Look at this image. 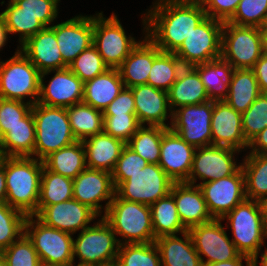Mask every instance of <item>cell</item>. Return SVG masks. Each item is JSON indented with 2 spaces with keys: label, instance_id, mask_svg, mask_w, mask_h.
I'll return each mask as SVG.
<instances>
[{
  "label": "cell",
  "instance_id": "7c38bea8",
  "mask_svg": "<svg viewBox=\"0 0 267 266\" xmlns=\"http://www.w3.org/2000/svg\"><path fill=\"white\" fill-rule=\"evenodd\" d=\"M174 181L158 164L148 163L143 169L122 182L115 193L122 199L146 205L170 193Z\"/></svg>",
  "mask_w": 267,
  "mask_h": 266
},
{
  "label": "cell",
  "instance_id": "91938a15",
  "mask_svg": "<svg viewBox=\"0 0 267 266\" xmlns=\"http://www.w3.org/2000/svg\"><path fill=\"white\" fill-rule=\"evenodd\" d=\"M8 31H7V27H6V23L4 20V17L2 15V13H0V50L3 46H5L6 41L8 39Z\"/></svg>",
  "mask_w": 267,
  "mask_h": 266
},
{
  "label": "cell",
  "instance_id": "7402d4cb",
  "mask_svg": "<svg viewBox=\"0 0 267 266\" xmlns=\"http://www.w3.org/2000/svg\"><path fill=\"white\" fill-rule=\"evenodd\" d=\"M212 145L226 146L237 150L249 147L242 131V114L225 100H213L211 118Z\"/></svg>",
  "mask_w": 267,
  "mask_h": 266
},
{
  "label": "cell",
  "instance_id": "74e56055",
  "mask_svg": "<svg viewBox=\"0 0 267 266\" xmlns=\"http://www.w3.org/2000/svg\"><path fill=\"white\" fill-rule=\"evenodd\" d=\"M73 199V179L43 167L37 214L46 206Z\"/></svg>",
  "mask_w": 267,
  "mask_h": 266
},
{
  "label": "cell",
  "instance_id": "d590c367",
  "mask_svg": "<svg viewBox=\"0 0 267 266\" xmlns=\"http://www.w3.org/2000/svg\"><path fill=\"white\" fill-rule=\"evenodd\" d=\"M72 133L77 141H83L103 132V111L83 102L66 108Z\"/></svg>",
  "mask_w": 267,
  "mask_h": 266
},
{
  "label": "cell",
  "instance_id": "ab89813d",
  "mask_svg": "<svg viewBox=\"0 0 267 266\" xmlns=\"http://www.w3.org/2000/svg\"><path fill=\"white\" fill-rule=\"evenodd\" d=\"M183 67L182 62L174 53L161 52L153 60L147 84L168 92Z\"/></svg>",
  "mask_w": 267,
  "mask_h": 266
},
{
  "label": "cell",
  "instance_id": "680465c9",
  "mask_svg": "<svg viewBox=\"0 0 267 266\" xmlns=\"http://www.w3.org/2000/svg\"><path fill=\"white\" fill-rule=\"evenodd\" d=\"M6 174H5V156L0 165V203L6 202Z\"/></svg>",
  "mask_w": 267,
  "mask_h": 266
},
{
  "label": "cell",
  "instance_id": "6125c7cd",
  "mask_svg": "<svg viewBox=\"0 0 267 266\" xmlns=\"http://www.w3.org/2000/svg\"><path fill=\"white\" fill-rule=\"evenodd\" d=\"M260 255H261V261L259 262L260 266H267V248Z\"/></svg>",
  "mask_w": 267,
  "mask_h": 266
},
{
  "label": "cell",
  "instance_id": "816d5d0a",
  "mask_svg": "<svg viewBox=\"0 0 267 266\" xmlns=\"http://www.w3.org/2000/svg\"><path fill=\"white\" fill-rule=\"evenodd\" d=\"M24 13L36 17L45 27L58 16L60 0H13Z\"/></svg>",
  "mask_w": 267,
  "mask_h": 266
},
{
  "label": "cell",
  "instance_id": "d6a6232c",
  "mask_svg": "<svg viewBox=\"0 0 267 266\" xmlns=\"http://www.w3.org/2000/svg\"><path fill=\"white\" fill-rule=\"evenodd\" d=\"M46 169L74 179L86 168L85 148L82 141L50 153L43 160Z\"/></svg>",
  "mask_w": 267,
  "mask_h": 266
},
{
  "label": "cell",
  "instance_id": "836d02e7",
  "mask_svg": "<svg viewBox=\"0 0 267 266\" xmlns=\"http://www.w3.org/2000/svg\"><path fill=\"white\" fill-rule=\"evenodd\" d=\"M193 68L199 73L210 99H224L234 72L232 65L220 57Z\"/></svg>",
  "mask_w": 267,
  "mask_h": 266
},
{
  "label": "cell",
  "instance_id": "5bb4252c",
  "mask_svg": "<svg viewBox=\"0 0 267 266\" xmlns=\"http://www.w3.org/2000/svg\"><path fill=\"white\" fill-rule=\"evenodd\" d=\"M221 221L213 219L188 230L202 264L233 260L241 254L228 238ZM202 255L207 257L206 261Z\"/></svg>",
  "mask_w": 267,
  "mask_h": 266
},
{
  "label": "cell",
  "instance_id": "d4e9b609",
  "mask_svg": "<svg viewBox=\"0 0 267 266\" xmlns=\"http://www.w3.org/2000/svg\"><path fill=\"white\" fill-rule=\"evenodd\" d=\"M19 47L40 73L68 67L63 62L55 32L50 27H45Z\"/></svg>",
  "mask_w": 267,
  "mask_h": 266
},
{
  "label": "cell",
  "instance_id": "b9f144b4",
  "mask_svg": "<svg viewBox=\"0 0 267 266\" xmlns=\"http://www.w3.org/2000/svg\"><path fill=\"white\" fill-rule=\"evenodd\" d=\"M118 266H161L160 254L154 242L120 244Z\"/></svg>",
  "mask_w": 267,
  "mask_h": 266
},
{
  "label": "cell",
  "instance_id": "603a6c76",
  "mask_svg": "<svg viewBox=\"0 0 267 266\" xmlns=\"http://www.w3.org/2000/svg\"><path fill=\"white\" fill-rule=\"evenodd\" d=\"M130 89L134 96L135 114L140 125L147 123L149 126L170 128L165 123L169 116H171L170 120H172L168 92L148 84L136 85ZM168 111H170V114Z\"/></svg>",
  "mask_w": 267,
  "mask_h": 266
},
{
  "label": "cell",
  "instance_id": "e7e4bbea",
  "mask_svg": "<svg viewBox=\"0 0 267 266\" xmlns=\"http://www.w3.org/2000/svg\"><path fill=\"white\" fill-rule=\"evenodd\" d=\"M92 266H118L117 262H111V263H107V264H102V265H92Z\"/></svg>",
  "mask_w": 267,
  "mask_h": 266
},
{
  "label": "cell",
  "instance_id": "f546056e",
  "mask_svg": "<svg viewBox=\"0 0 267 266\" xmlns=\"http://www.w3.org/2000/svg\"><path fill=\"white\" fill-rule=\"evenodd\" d=\"M124 87L118 68H109L84 83L82 102L103 111Z\"/></svg>",
  "mask_w": 267,
  "mask_h": 266
},
{
  "label": "cell",
  "instance_id": "03108f58",
  "mask_svg": "<svg viewBox=\"0 0 267 266\" xmlns=\"http://www.w3.org/2000/svg\"><path fill=\"white\" fill-rule=\"evenodd\" d=\"M263 204L265 207V217H266V224H267V200Z\"/></svg>",
  "mask_w": 267,
  "mask_h": 266
},
{
  "label": "cell",
  "instance_id": "277c9868",
  "mask_svg": "<svg viewBox=\"0 0 267 266\" xmlns=\"http://www.w3.org/2000/svg\"><path fill=\"white\" fill-rule=\"evenodd\" d=\"M101 217L111 226L116 235L124 239L121 244L155 241L149 205L124 200L115 193L105 214Z\"/></svg>",
  "mask_w": 267,
  "mask_h": 266
},
{
  "label": "cell",
  "instance_id": "8992f818",
  "mask_svg": "<svg viewBox=\"0 0 267 266\" xmlns=\"http://www.w3.org/2000/svg\"><path fill=\"white\" fill-rule=\"evenodd\" d=\"M40 75L18 47L13 57L0 62V98L24 102L30 96L28 103L34 105L40 95Z\"/></svg>",
  "mask_w": 267,
  "mask_h": 266
},
{
  "label": "cell",
  "instance_id": "f1b7e54d",
  "mask_svg": "<svg viewBox=\"0 0 267 266\" xmlns=\"http://www.w3.org/2000/svg\"><path fill=\"white\" fill-rule=\"evenodd\" d=\"M168 99L171 112L176 109L174 107L201 104L211 100L199 73L193 67H183L179 72L177 80L168 91Z\"/></svg>",
  "mask_w": 267,
  "mask_h": 266
},
{
  "label": "cell",
  "instance_id": "44dd1931",
  "mask_svg": "<svg viewBox=\"0 0 267 266\" xmlns=\"http://www.w3.org/2000/svg\"><path fill=\"white\" fill-rule=\"evenodd\" d=\"M196 148L168 128L162 135L158 165L174 182H186Z\"/></svg>",
  "mask_w": 267,
  "mask_h": 266
},
{
  "label": "cell",
  "instance_id": "f907efd6",
  "mask_svg": "<svg viewBox=\"0 0 267 266\" xmlns=\"http://www.w3.org/2000/svg\"><path fill=\"white\" fill-rule=\"evenodd\" d=\"M32 106L28 102L0 98L1 140L9 128L21 123V119L31 111Z\"/></svg>",
  "mask_w": 267,
  "mask_h": 266
},
{
  "label": "cell",
  "instance_id": "7bdbcfd3",
  "mask_svg": "<svg viewBox=\"0 0 267 266\" xmlns=\"http://www.w3.org/2000/svg\"><path fill=\"white\" fill-rule=\"evenodd\" d=\"M26 217L6 202L0 203V253L24 233Z\"/></svg>",
  "mask_w": 267,
  "mask_h": 266
},
{
  "label": "cell",
  "instance_id": "9a60e30c",
  "mask_svg": "<svg viewBox=\"0 0 267 266\" xmlns=\"http://www.w3.org/2000/svg\"><path fill=\"white\" fill-rule=\"evenodd\" d=\"M236 152L240 151L217 145L196 148L191 172L186 183L194 185L197 178L203 180L201 183H206L234 174L241 167V164L237 166L234 161Z\"/></svg>",
  "mask_w": 267,
  "mask_h": 266
},
{
  "label": "cell",
  "instance_id": "7a4b0ae2",
  "mask_svg": "<svg viewBox=\"0 0 267 266\" xmlns=\"http://www.w3.org/2000/svg\"><path fill=\"white\" fill-rule=\"evenodd\" d=\"M43 161L37 157L5 156L6 203L26 216H36Z\"/></svg>",
  "mask_w": 267,
  "mask_h": 266
},
{
  "label": "cell",
  "instance_id": "3957f363",
  "mask_svg": "<svg viewBox=\"0 0 267 266\" xmlns=\"http://www.w3.org/2000/svg\"><path fill=\"white\" fill-rule=\"evenodd\" d=\"M230 223L237 250L252 258V266H258V254L267 238V224L263 202L245 199L225 215Z\"/></svg>",
  "mask_w": 267,
  "mask_h": 266
},
{
  "label": "cell",
  "instance_id": "ffe728a7",
  "mask_svg": "<svg viewBox=\"0 0 267 266\" xmlns=\"http://www.w3.org/2000/svg\"><path fill=\"white\" fill-rule=\"evenodd\" d=\"M99 217L89 206L75 199L44 207L36 216L41 222L55 229L71 234L83 230Z\"/></svg>",
  "mask_w": 267,
  "mask_h": 266
},
{
  "label": "cell",
  "instance_id": "be15d7a7",
  "mask_svg": "<svg viewBox=\"0 0 267 266\" xmlns=\"http://www.w3.org/2000/svg\"><path fill=\"white\" fill-rule=\"evenodd\" d=\"M0 266H8L6 260L0 254Z\"/></svg>",
  "mask_w": 267,
  "mask_h": 266
},
{
  "label": "cell",
  "instance_id": "bcb514c9",
  "mask_svg": "<svg viewBox=\"0 0 267 266\" xmlns=\"http://www.w3.org/2000/svg\"><path fill=\"white\" fill-rule=\"evenodd\" d=\"M8 266H41L42 263L31 240L23 233L1 253Z\"/></svg>",
  "mask_w": 267,
  "mask_h": 266
},
{
  "label": "cell",
  "instance_id": "e0dca14e",
  "mask_svg": "<svg viewBox=\"0 0 267 266\" xmlns=\"http://www.w3.org/2000/svg\"><path fill=\"white\" fill-rule=\"evenodd\" d=\"M115 195V187L112 180V173L85 168L73 179V199L89 206L101 216V201L108 200L105 204V211L109 207Z\"/></svg>",
  "mask_w": 267,
  "mask_h": 266
},
{
  "label": "cell",
  "instance_id": "52a82bcc",
  "mask_svg": "<svg viewBox=\"0 0 267 266\" xmlns=\"http://www.w3.org/2000/svg\"><path fill=\"white\" fill-rule=\"evenodd\" d=\"M264 52L260 27L224 22L221 58L234 69H252Z\"/></svg>",
  "mask_w": 267,
  "mask_h": 266
},
{
  "label": "cell",
  "instance_id": "83f0119b",
  "mask_svg": "<svg viewBox=\"0 0 267 266\" xmlns=\"http://www.w3.org/2000/svg\"><path fill=\"white\" fill-rule=\"evenodd\" d=\"M182 235L184 240L177 235L155 239L154 243L160 254L161 266H202L190 233L186 231Z\"/></svg>",
  "mask_w": 267,
  "mask_h": 266
},
{
  "label": "cell",
  "instance_id": "4fadbf2b",
  "mask_svg": "<svg viewBox=\"0 0 267 266\" xmlns=\"http://www.w3.org/2000/svg\"><path fill=\"white\" fill-rule=\"evenodd\" d=\"M178 108L172 112L170 129L195 148L212 145L213 99Z\"/></svg>",
  "mask_w": 267,
  "mask_h": 266
},
{
  "label": "cell",
  "instance_id": "a7ac6f4b",
  "mask_svg": "<svg viewBox=\"0 0 267 266\" xmlns=\"http://www.w3.org/2000/svg\"><path fill=\"white\" fill-rule=\"evenodd\" d=\"M41 266H73V265H50V264H42Z\"/></svg>",
  "mask_w": 267,
  "mask_h": 266
},
{
  "label": "cell",
  "instance_id": "c3c4849f",
  "mask_svg": "<svg viewBox=\"0 0 267 266\" xmlns=\"http://www.w3.org/2000/svg\"><path fill=\"white\" fill-rule=\"evenodd\" d=\"M147 164L148 162L146 160L126 144L112 172V180L115 189L132 174L143 169Z\"/></svg>",
  "mask_w": 267,
  "mask_h": 266
},
{
  "label": "cell",
  "instance_id": "9c48e42d",
  "mask_svg": "<svg viewBox=\"0 0 267 266\" xmlns=\"http://www.w3.org/2000/svg\"><path fill=\"white\" fill-rule=\"evenodd\" d=\"M121 242L102 217L95 225L83 229L73 240V259L77 256L80 260L76 266L115 262Z\"/></svg>",
  "mask_w": 267,
  "mask_h": 266
},
{
  "label": "cell",
  "instance_id": "4dcf8cb0",
  "mask_svg": "<svg viewBox=\"0 0 267 266\" xmlns=\"http://www.w3.org/2000/svg\"><path fill=\"white\" fill-rule=\"evenodd\" d=\"M0 147L7 157H33L35 147V122L32 110L21 123L9 128L2 136Z\"/></svg>",
  "mask_w": 267,
  "mask_h": 266
},
{
  "label": "cell",
  "instance_id": "30bf717a",
  "mask_svg": "<svg viewBox=\"0 0 267 266\" xmlns=\"http://www.w3.org/2000/svg\"><path fill=\"white\" fill-rule=\"evenodd\" d=\"M224 22L206 17L174 52L184 67H193L221 57Z\"/></svg>",
  "mask_w": 267,
  "mask_h": 266
},
{
  "label": "cell",
  "instance_id": "ac0fdd59",
  "mask_svg": "<svg viewBox=\"0 0 267 266\" xmlns=\"http://www.w3.org/2000/svg\"><path fill=\"white\" fill-rule=\"evenodd\" d=\"M51 72L56 74L46 86L43 78ZM83 97L84 83L68 67L41 73L38 103L50 107L67 108L81 103Z\"/></svg>",
  "mask_w": 267,
  "mask_h": 266
},
{
  "label": "cell",
  "instance_id": "11a10c76",
  "mask_svg": "<svg viewBox=\"0 0 267 266\" xmlns=\"http://www.w3.org/2000/svg\"><path fill=\"white\" fill-rule=\"evenodd\" d=\"M263 94H267V52H264L252 68Z\"/></svg>",
  "mask_w": 267,
  "mask_h": 266
},
{
  "label": "cell",
  "instance_id": "db71d44e",
  "mask_svg": "<svg viewBox=\"0 0 267 266\" xmlns=\"http://www.w3.org/2000/svg\"><path fill=\"white\" fill-rule=\"evenodd\" d=\"M103 115H136L132 90L124 87L119 95L103 110Z\"/></svg>",
  "mask_w": 267,
  "mask_h": 266
},
{
  "label": "cell",
  "instance_id": "484cf974",
  "mask_svg": "<svg viewBox=\"0 0 267 266\" xmlns=\"http://www.w3.org/2000/svg\"><path fill=\"white\" fill-rule=\"evenodd\" d=\"M162 51L147 37L132 49L118 67L124 86L131 88L147 84L153 60Z\"/></svg>",
  "mask_w": 267,
  "mask_h": 266
},
{
  "label": "cell",
  "instance_id": "8fae6325",
  "mask_svg": "<svg viewBox=\"0 0 267 266\" xmlns=\"http://www.w3.org/2000/svg\"><path fill=\"white\" fill-rule=\"evenodd\" d=\"M139 42L127 36L117 15H93V45L109 68H118Z\"/></svg>",
  "mask_w": 267,
  "mask_h": 266
},
{
  "label": "cell",
  "instance_id": "e575fe53",
  "mask_svg": "<svg viewBox=\"0 0 267 266\" xmlns=\"http://www.w3.org/2000/svg\"><path fill=\"white\" fill-rule=\"evenodd\" d=\"M241 168L245 176L246 199L264 203L267 200V154L250 153Z\"/></svg>",
  "mask_w": 267,
  "mask_h": 266
},
{
  "label": "cell",
  "instance_id": "2e32d148",
  "mask_svg": "<svg viewBox=\"0 0 267 266\" xmlns=\"http://www.w3.org/2000/svg\"><path fill=\"white\" fill-rule=\"evenodd\" d=\"M196 185L200 187L213 219H222L246 199L245 176L241 167L230 176Z\"/></svg>",
  "mask_w": 267,
  "mask_h": 266
},
{
  "label": "cell",
  "instance_id": "8d00e7d4",
  "mask_svg": "<svg viewBox=\"0 0 267 266\" xmlns=\"http://www.w3.org/2000/svg\"><path fill=\"white\" fill-rule=\"evenodd\" d=\"M150 209L155 239L188 231L179 218L174 197L170 193L151 204Z\"/></svg>",
  "mask_w": 267,
  "mask_h": 266
},
{
  "label": "cell",
  "instance_id": "6f0895ef",
  "mask_svg": "<svg viewBox=\"0 0 267 266\" xmlns=\"http://www.w3.org/2000/svg\"><path fill=\"white\" fill-rule=\"evenodd\" d=\"M242 260L246 261V266H252V258L244 254H240L233 260L202 264V266H244Z\"/></svg>",
  "mask_w": 267,
  "mask_h": 266
},
{
  "label": "cell",
  "instance_id": "f35d334b",
  "mask_svg": "<svg viewBox=\"0 0 267 266\" xmlns=\"http://www.w3.org/2000/svg\"><path fill=\"white\" fill-rule=\"evenodd\" d=\"M167 129L160 126L141 125L127 145L148 163L158 164L162 135Z\"/></svg>",
  "mask_w": 267,
  "mask_h": 266
},
{
  "label": "cell",
  "instance_id": "9f6ffc18",
  "mask_svg": "<svg viewBox=\"0 0 267 266\" xmlns=\"http://www.w3.org/2000/svg\"><path fill=\"white\" fill-rule=\"evenodd\" d=\"M248 149L249 153L267 154V127L249 142Z\"/></svg>",
  "mask_w": 267,
  "mask_h": 266
},
{
  "label": "cell",
  "instance_id": "4316f807",
  "mask_svg": "<svg viewBox=\"0 0 267 266\" xmlns=\"http://www.w3.org/2000/svg\"><path fill=\"white\" fill-rule=\"evenodd\" d=\"M85 148L86 167L112 173L121 151L126 145L122 140L104 132L82 141Z\"/></svg>",
  "mask_w": 267,
  "mask_h": 266
},
{
  "label": "cell",
  "instance_id": "1f68e13d",
  "mask_svg": "<svg viewBox=\"0 0 267 266\" xmlns=\"http://www.w3.org/2000/svg\"><path fill=\"white\" fill-rule=\"evenodd\" d=\"M261 94L252 69H234L225 100L239 113H244Z\"/></svg>",
  "mask_w": 267,
  "mask_h": 266
},
{
  "label": "cell",
  "instance_id": "ba28073f",
  "mask_svg": "<svg viewBox=\"0 0 267 266\" xmlns=\"http://www.w3.org/2000/svg\"><path fill=\"white\" fill-rule=\"evenodd\" d=\"M33 217H26L24 233L31 240L41 263L73 265V234L47 226Z\"/></svg>",
  "mask_w": 267,
  "mask_h": 266
},
{
  "label": "cell",
  "instance_id": "5b68a950",
  "mask_svg": "<svg viewBox=\"0 0 267 266\" xmlns=\"http://www.w3.org/2000/svg\"><path fill=\"white\" fill-rule=\"evenodd\" d=\"M31 110L35 122L34 155L38 160L77 141L66 108L50 107L37 102Z\"/></svg>",
  "mask_w": 267,
  "mask_h": 266
},
{
  "label": "cell",
  "instance_id": "60d3db41",
  "mask_svg": "<svg viewBox=\"0 0 267 266\" xmlns=\"http://www.w3.org/2000/svg\"><path fill=\"white\" fill-rule=\"evenodd\" d=\"M8 34L19 33V42L24 44L29 38L43 30L45 26L33 15L24 13L10 0L7 9L2 12Z\"/></svg>",
  "mask_w": 267,
  "mask_h": 266
},
{
  "label": "cell",
  "instance_id": "d6986e66",
  "mask_svg": "<svg viewBox=\"0 0 267 266\" xmlns=\"http://www.w3.org/2000/svg\"><path fill=\"white\" fill-rule=\"evenodd\" d=\"M56 35L63 62L69 66L85 49L93 45V16H75L48 26Z\"/></svg>",
  "mask_w": 267,
  "mask_h": 266
},
{
  "label": "cell",
  "instance_id": "f5cc1de1",
  "mask_svg": "<svg viewBox=\"0 0 267 266\" xmlns=\"http://www.w3.org/2000/svg\"><path fill=\"white\" fill-rule=\"evenodd\" d=\"M207 17L228 21L235 13L240 0H200Z\"/></svg>",
  "mask_w": 267,
  "mask_h": 266
},
{
  "label": "cell",
  "instance_id": "f6af8a7d",
  "mask_svg": "<svg viewBox=\"0 0 267 266\" xmlns=\"http://www.w3.org/2000/svg\"><path fill=\"white\" fill-rule=\"evenodd\" d=\"M267 127V94L261 93L252 105L242 113V131L250 142Z\"/></svg>",
  "mask_w": 267,
  "mask_h": 266
},
{
  "label": "cell",
  "instance_id": "ee69618b",
  "mask_svg": "<svg viewBox=\"0 0 267 266\" xmlns=\"http://www.w3.org/2000/svg\"><path fill=\"white\" fill-rule=\"evenodd\" d=\"M68 68L83 83L92 80L97 75H100L109 69L94 45H91L89 48L82 51Z\"/></svg>",
  "mask_w": 267,
  "mask_h": 266
},
{
  "label": "cell",
  "instance_id": "7dc6e473",
  "mask_svg": "<svg viewBox=\"0 0 267 266\" xmlns=\"http://www.w3.org/2000/svg\"><path fill=\"white\" fill-rule=\"evenodd\" d=\"M267 20V0H240L234 15L227 21L238 26L261 27Z\"/></svg>",
  "mask_w": 267,
  "mask_h": 266
},
{
  "label": "cell",
  "instance_id": "003e7915",
  "mask_svg": "<svg viewBox=\"0 0 267 266\" xmlns=\"http://www.w3.org/2000/svg\"><path fill=\"white\" fill-rule=\"evenodd\" d=\"M3 158H4V155H3L1 147H0V165L2 163Z\"/></svg>",
  "mask_w": 267,
  "mask_h": 266
},
{
  "label": "cell",
  "instance_id": "94428289",
  "mask_svg": "<svg viewBox=\"0 0 267 266\" xmlns=\"http://www.w3.org/2000/svg\"><path fill=\"white\" fill-rule=\"evenodd\" d=\"M260 30L262 34V40H263L265 52H267V20L260 27Z\"/></svg>",
  "mask_w": 267,
  "mask_h": 266
},
{
  "label": "cell",
  "instance_id": "681fc988",
  "mask_svg": "<svg viewBox=\"0 0 267 266\" xmlns=\"http://www.w3.org/2000/svg\"><path fill=\"white\" fill-rule=\"evenodd\" d=\"M103 132L127 144L141 126L136 115H103Z\"/></svg>",
  "mask_w": 267,
  "mask_h": 266
},
{
  "label": "cell",
  "instance_id": "cb8c5ba5",
  "mask_svg": "<svg viewBox=\"0 0 267 266\" xmlns=\"http://www.w3.org/2000/svg\"><path fill=\"white\" fill-rule=\"evenodd\" d=\"M170 194L174 197L179 218L187 230L213 220L199 186L174 182Z\"/></svg>",
  "mask_w": 267,
  "mask_h": 266
},
{
  "label": "cell",
  "instance_id": "6da1fadb",
  "mask_svg": "<svg viewBox=\"0 0 267 266\" xmlns=\"http://www.w3.org/2000/svg\"><path fill=\"white\" fill-rule=\"evenodd\" d=\"M145 13L147 37L162 51L174 53L207 16L200 0H157Z\"/></svg>",
  "mask_w": 267,
  "mask_h": 266
}]
</instances>
